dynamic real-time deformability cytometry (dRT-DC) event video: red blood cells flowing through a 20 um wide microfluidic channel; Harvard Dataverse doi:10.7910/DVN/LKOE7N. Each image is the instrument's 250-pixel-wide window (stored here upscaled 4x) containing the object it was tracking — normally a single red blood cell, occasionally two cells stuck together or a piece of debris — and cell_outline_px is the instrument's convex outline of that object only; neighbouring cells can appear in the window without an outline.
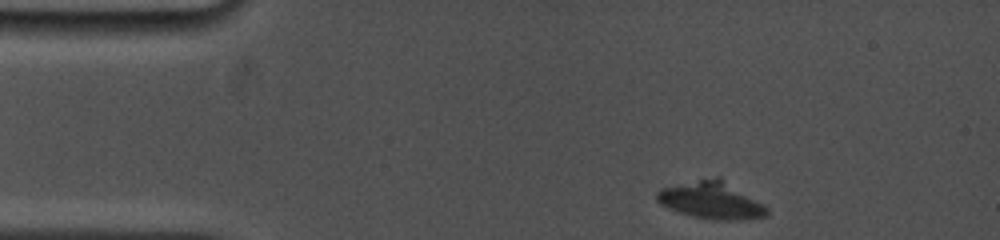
{"species": "common noctule bat (a hibernating species)", "species_latin": "Nyctalus noctula", "temperature_condition": "cold", "stored_images_in_passage": 13, "camera_frame_rate_fps": 5000, "um_per_image_px": 0.085, "animal": {"sex": "female", "body_mass_g": 19.0, "forearm_length_mm": 53.3}, "frame": {"image": 1, "passage_image": 1, "time_ms": 0.0, "image_size_px": [1000, 240], "cell_outline_px": [[768, 216], [736, 220], [720, 220], [692, 216], [668, 208], [660, 204], [656, 200], [656, 192], [664, 188], [716, 176], [720, 176], [764, 204], [768, 208]], "centroid_in_image_um": [60.51, 17.02], "position_along_channel_um": 24.5, "area_um2": 23.64}}
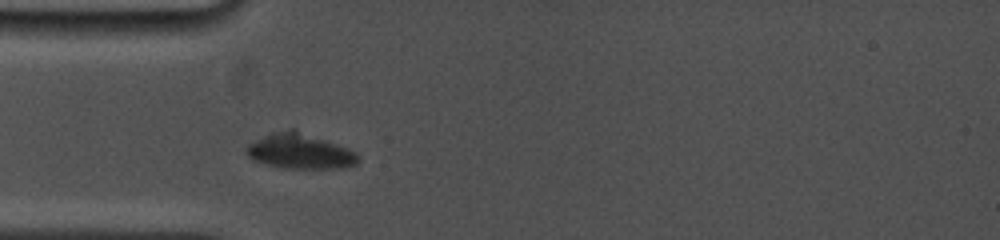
{"frame": {"image": 2, "passage_image": 10, "time_ms": 2.8, "image_size_px": [1000, 240], "cell_outline_px": [[360, 160], [356, 164], [340, 168], [284, 168], [268, 164], [256, 160], [248, 156], [244, 152], [248, 144], [272, 132], [288, 128], [296, 128], [348, 148], [356, 152], [360, 156]], "centroid_in_image_um": [25.52, 12.83], "position_along_channel_um": 59.5, "area_um2": 23.06}}
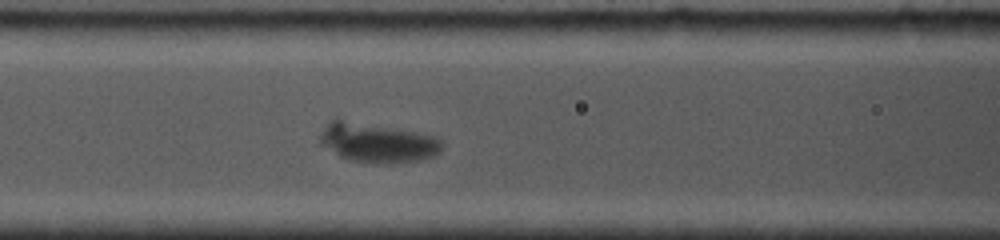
{"frame": {"image": 3, "passage_image": 13, "time_ms": 5.0, "image_size_px": [1000, 240], "cell_outline_px": [[444, 140], [440, 152], [432, 156], [420, 160], [392, 164], [364, 164], [348, 160], [340, 156], [320, 144], [320, 136], [324, 128], [336, 116], [416, 132], [432, 136]], "centroid_in_image_um": [32.05, 12.12], "position_along_channel_um": 134.6, "area_um2": 28.78}}